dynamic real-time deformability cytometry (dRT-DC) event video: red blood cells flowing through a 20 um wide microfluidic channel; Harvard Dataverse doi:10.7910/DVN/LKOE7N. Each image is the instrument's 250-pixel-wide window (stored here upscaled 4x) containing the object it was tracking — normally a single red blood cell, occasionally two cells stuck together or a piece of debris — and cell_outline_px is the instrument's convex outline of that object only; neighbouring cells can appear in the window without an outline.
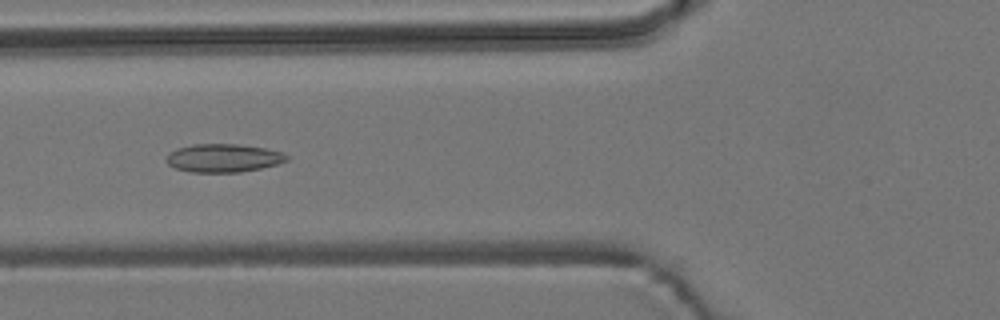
{"species": "common noctule bat (a hibernating species)", "species_latin": "Nyctalus noctula", "temperature_condition": "room temperature", "stored_images_in_passage": 5, "camera_frame_rate_fps": 3000, "um_per_image_px": 0.085, "animal": {"sex": "male", "body_mass_g": 19.2, "forearm_length_mm": 51.8}, "frame": {"image": 1, "passage_image": 5, "time_ms": 4.667, "image_size_px": [1000, 320], "cell_outline_px": [[288, 160], [276, 164], [260, 168], [240, 172], [192, 172], [176, 168], [168, 164], [164, 160], [168, 152], [176, 148], [192, 144], [240, 144], [264, 148], [284, 152], [288, 156]], "centroid_in_image_um": [18.95, 13.42], "position_along_channel_um": 106.8, "area_um2": 19.94}}